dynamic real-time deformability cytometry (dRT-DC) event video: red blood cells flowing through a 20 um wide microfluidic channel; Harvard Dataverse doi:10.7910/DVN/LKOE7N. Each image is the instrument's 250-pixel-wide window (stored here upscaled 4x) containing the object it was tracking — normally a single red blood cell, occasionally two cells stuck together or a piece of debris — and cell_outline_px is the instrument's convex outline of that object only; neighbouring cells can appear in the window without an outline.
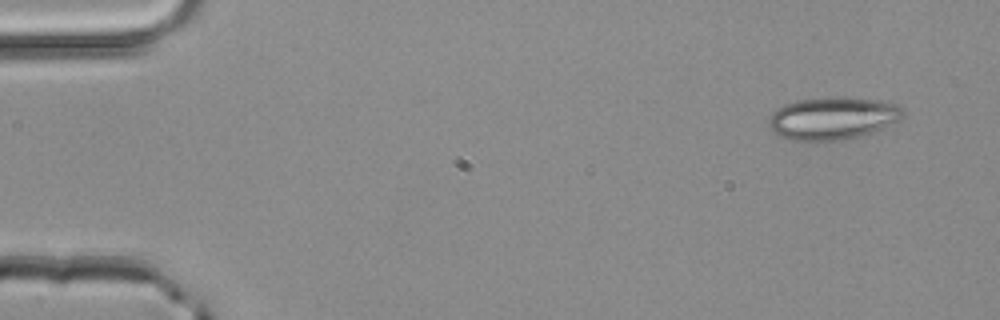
{"species": "common noctule bat (a hibernating species)", "species_latin": "Nyctalus noctula", "temperature_condition": "room temperature", "stored_images_in_passage": 4, "segment_of_instrument_passage": [1, 2], "camera_frame_rate_fps": 3000, "um_per_image_px": 0.085, "animal": {"sex": "male", "body_mass_g": 20.4}, "frame": {"image": 1, "passage_image": 1, "time_ms": 0.0, "image_size_px": [1000, 320], "cell_outline_px": [[904, 116], [900, 120], [872, 132], [856, 136], [836, 140], [788, 140], [768, 128], [768, 120], [772, 112], [784, 104], [796, 100], [836, 96], [844, 96], [880, 100], [896, 104], [904, 112]], "centroid_in_image_um": [70.76, 10.02], "position_along_channel_um": 14.2, "area_um2": 33.29}}